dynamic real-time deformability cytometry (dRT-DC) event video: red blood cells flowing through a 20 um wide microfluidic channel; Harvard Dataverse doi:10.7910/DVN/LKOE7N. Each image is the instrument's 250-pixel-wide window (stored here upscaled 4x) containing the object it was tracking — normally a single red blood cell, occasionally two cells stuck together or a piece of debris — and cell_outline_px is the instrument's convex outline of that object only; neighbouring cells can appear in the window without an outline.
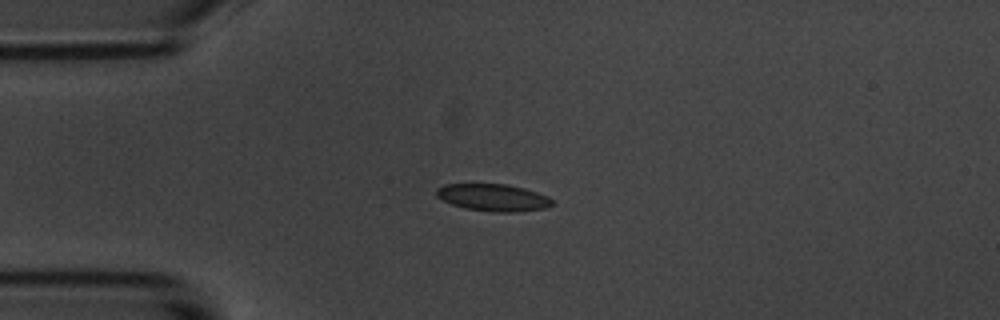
{"species": "common noctule bat (a hibernating species)", "species_latin": "Nyctalus noctula", "temperature_condition": "room temperature", "stored_images_in_passage": 45, "camera_frame_rate_fps": 3000, "um_per_image_px": 0.085, "animal": {"sex": "male", "body_mass_g": 20.1, "forearm_length_mm": 53.5}, "frame": {"image": 1, "passage_image": 3, "time_ms": 0.667, "image_size_px": [1000, 320], "cell_outline_px": [[552, 204], [544, 208], [512, 212], [496, 212], [464, 208], [452, 204], [436, 196], [436, 188], [444, 184], [508, 184], [524, 188], [548, 196], [552, 200]], "centroid_in_image_um": [41.89, 16.78], "position_along_channel_um": 43.1, "area_um2": 18.15}}
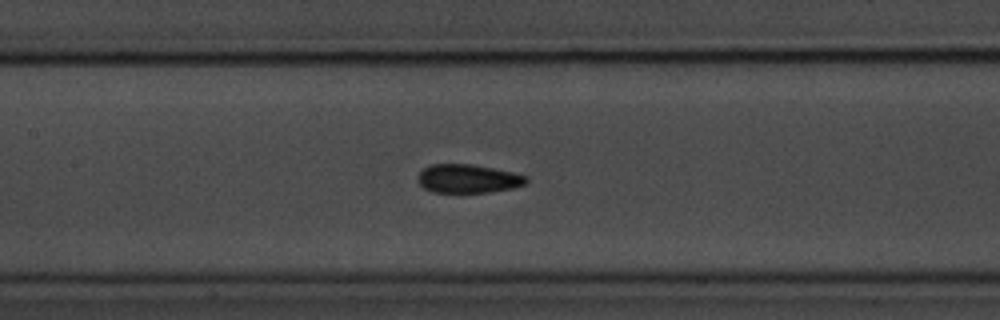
{"frame": {"image": 2, "passage_image": 15, "time_ms": 4.667, "image_size_px": [1000, 320], "cell_outline_px": [[528, 180], [524, 184], [512, 188], [488, 192], [432, 192], [424, 188], [416, 180], [420, 172], [424, 168], [432, 164], [472, 164], [512, 172], [528, 176]], "centroid_in_image_um": [39.76, 15.18], "position_along_channel_um": 167.6, "area_um2": 17.98}}
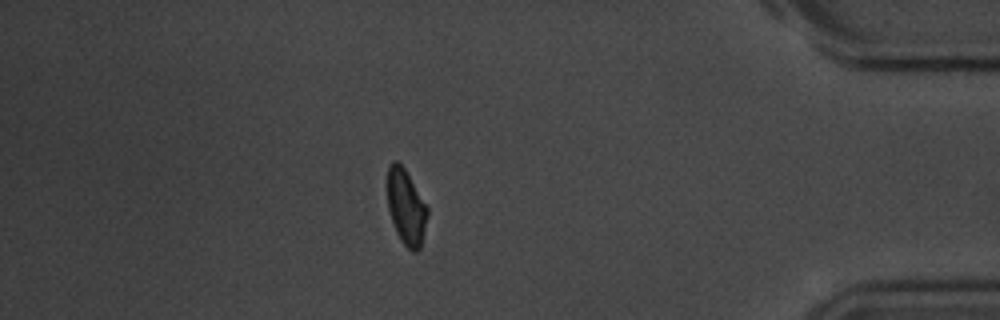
{"frame": {"image": 3, "passage_image": 38, "time_ms": 12.333, "image_size_px": [1000, 320], "cell_outline_px": [[428, 216], [420, 248], [416, 252], [412, 252], [400, 240], [396, 232], [388, 208], [388, 168], [392, 160], [396, 160], [404, 168], [428, 208]], "centroid_in_image_um": [34.52, 17.63], "position_along_channel_um": 400.7, "area_um2": 17.34}, "authors_computed_cell_mechanics": {"area_um2": 18.1492, "velocity_mm_per_s": 3.5708, "shape_relaxation_time_tau1_ms": 2.8015, "shape_relaxation_time_tau2_ms": 1.3888, "deformation_change_tau1": 0.1083, "deformation_change_tau2": 0.0597}}